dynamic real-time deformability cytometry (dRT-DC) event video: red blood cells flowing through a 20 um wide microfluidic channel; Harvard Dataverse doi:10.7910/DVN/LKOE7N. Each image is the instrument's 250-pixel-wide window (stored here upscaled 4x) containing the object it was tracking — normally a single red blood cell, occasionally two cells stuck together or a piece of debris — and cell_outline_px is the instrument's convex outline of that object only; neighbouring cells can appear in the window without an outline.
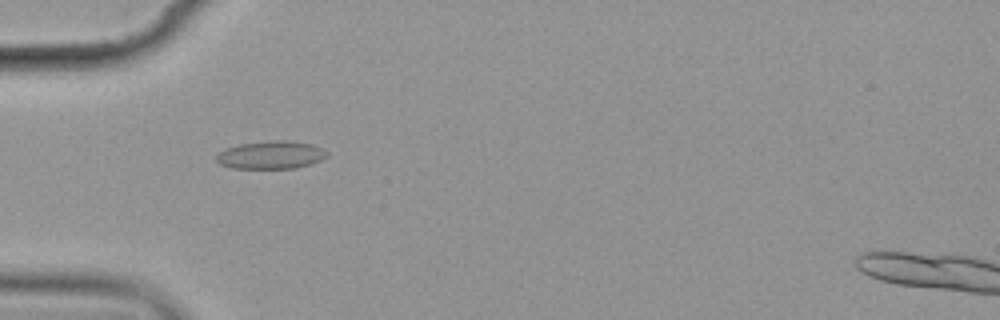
{"species": "common noctule bat (a hibernating species)", "species_latin": "Nyctalus noctula", "temperature_condition": "cold", "stored_images_in_passage": 13, "camera_frame_rate_fps": 3000, "um_per_image_px": 0.085, "animal": {"sex": "female", "body_mass_g": 19.9}, "frame": {"image": 1, "passage_image": 3, "time_ms": 2.333, "image_size_px": [1000, 320], "cell_outline_px": [[328, 156], [312, 164], [296, 168], [232, 168], [220, 164], [216, 160], [216, 156], [220, 152], [228, 148], [240, 144], [272, 140], [288, 140], [312, 144], [324, 148], [328, 152]], "centroid_in_image_um": [23.09, 13.17], "position_along_channel_um": 61.9, "area_um2": 18.03}}
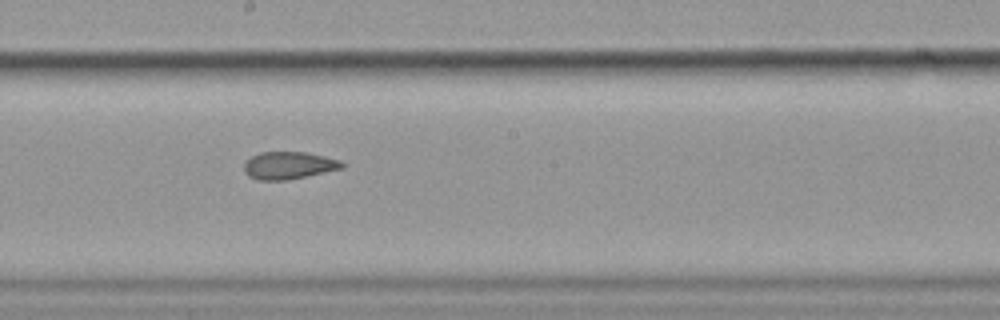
{"frame": {"image": 2, "passage_image": 7, "time_ms": 7.0, "image_size_px": [1000, 320], "cell_outline_px": [[344, 168], [284, 180], [256, 180], [248, 176], [244, 172], [244, 164], [252, 156], [260, 152], [308, 152], [340, 160], [344, 164]], "centroid_in_image_um": [24.52, 14.05], "position_along_channel_um": 223.7, "area_um2": 15.55}}
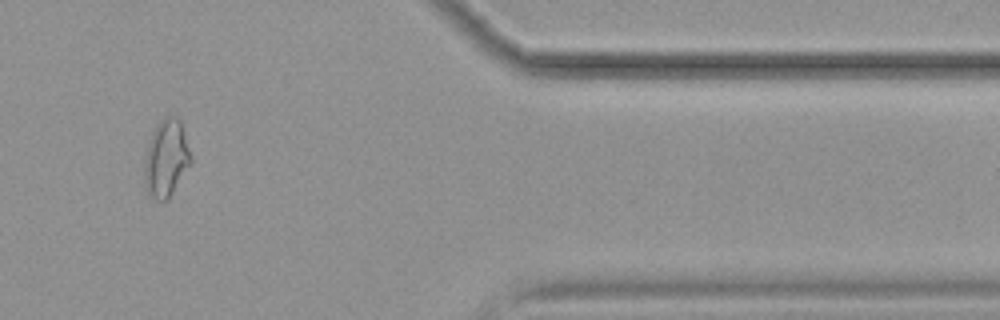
{"frame": {"image": 3, "passage_image": 11, "time_ms": 12.667, "image_size_px": [1000, 320], "cell_outline_px": [[192, 160], [168, 200], [156, 200], [148, 196], [144, 180], [144, 156], [152, 132], [156, 124], [160, 120], [168, 116], [176, 116], [180, 120]], "centroid_in_image_um": [14.09, 13.47], "position_along_channel_um": 397.3, "area_um2": 20.81}, "authors_computed_cell_mechanics": {"area_um2": 16.9932, "velocity_mm_per_s": 3.54, "shape_relaxation_time_tau1_ms": null, "shape_relaxation_time_tau2_ms": 1.8733, "deformation_change_tau1": null, "deformation_change_tau2": 0.0692}}